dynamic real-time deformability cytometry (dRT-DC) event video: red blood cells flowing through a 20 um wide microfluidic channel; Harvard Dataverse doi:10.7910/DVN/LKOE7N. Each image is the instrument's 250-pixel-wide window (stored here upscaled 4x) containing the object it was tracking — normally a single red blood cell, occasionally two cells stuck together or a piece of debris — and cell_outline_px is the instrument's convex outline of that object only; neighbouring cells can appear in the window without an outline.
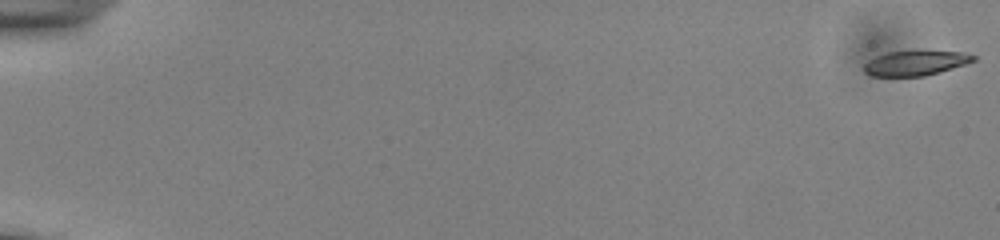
{"species": "common noctule bat (a hibernating species)", "species_latin": "Nyctalus noctula", "temperature_condition": "cold", "stored_images_in_passage": 55, "camera_frame_rate_fps": 3000, "um_per_image_px": 0.085, "animal": {"sex": "male", "body_mass_g": 13.0, "forearm_length_mm": 53.1}, "frame": {"image": 1, "passage_image": 1, "time_ms": 0.0, "image_size_px": [1000, 240], "cell_outline_px": [[976, 60], [940, 72], [924, 76], [872, 76], [864, 72], [864, 64], [868, 60], [876, 56], [888, 52], [960, 52], [976, 56]], "centroid_in_image_um": [77.77, 5.38], "position_along_channel_um": 7.2, "area_um2": 15.43}}
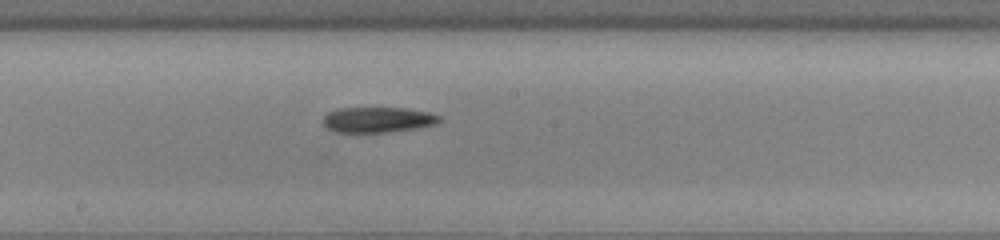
{"frame": {"image": 2, "passage_image": 32, "time_ms": 10.333, "image_size_px": [1000, 240], "cell_outline_px": [[440, 120], [436, 124], [420, 128], [384, 132], [336, 132], [328, 128], [324, 124], [324, 116], [328, 112], [340, 108], [408, 108], [428, 112], [440, 116]], "centroid_in_image_um": [32.14, 10.17], "position_along_channel_um": 216.1, "area_um2": 17.17}}
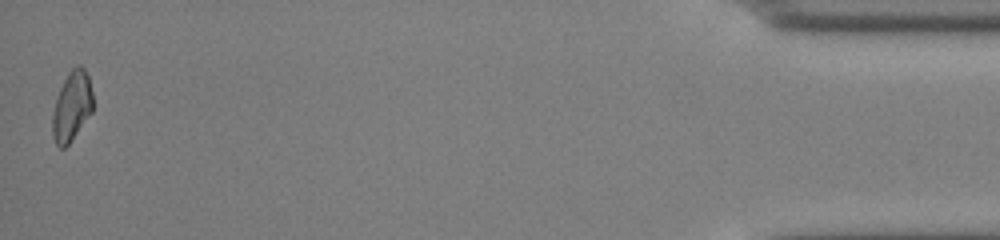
{"frame": {"image": 3, "passage_image": 55, "time_ms": 18.0, "image_size_px": [1000, 240], "cell_outline_px": [[92, 112], [68, 144], [64, 148], [60, 148], [56, 144], [52, 132], [52, 116], [56, 100], [60, 88], [68, 72], [76, 64], [80, 64], [84, 68], [88, 76], [92, 92]], "centroid_in_image_um": [6.1, 9.0], "position_along_channel_um": 429.1, "area_um2": 16.24}}